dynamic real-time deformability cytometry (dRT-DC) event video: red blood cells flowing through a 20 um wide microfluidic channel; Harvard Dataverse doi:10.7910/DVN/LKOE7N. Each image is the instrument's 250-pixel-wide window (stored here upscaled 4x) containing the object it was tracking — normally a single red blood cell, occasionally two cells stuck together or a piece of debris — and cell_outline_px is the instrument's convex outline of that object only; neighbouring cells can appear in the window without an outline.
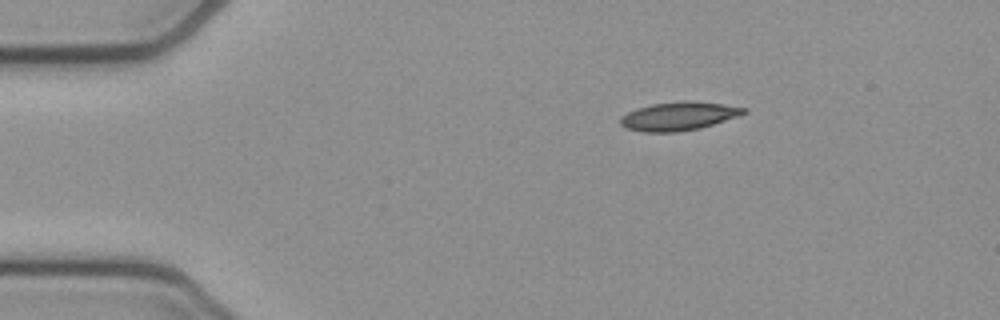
{"species": "common noctule bat (a hibernating species)", "species_latin": "Nyctalus noctula", "temperature_condition": "cold", "stored_images_in_passage": 45, "camera_frame_rate_fps": 3000, "um_per_image_px": 0.085, "animal": {"sex": "female", "body_mass_g": 21.9}, "frame": {"image": 1, "passage_image": 1, "time_ms": 0.0, "image_size_px": [1000, 320], "cell_outline_px": [[748, 112], [700, 128], [676, 132], [640, 132], [624, 128], [620, 124], [620, 116], [636, 108], [652, 104], [688, 100], [724, 104], [748, 108]], "centroid_in_image_um": [57.64, 9.87], "position_along_channel_um": 27.4, "area_um2": 20.52}}
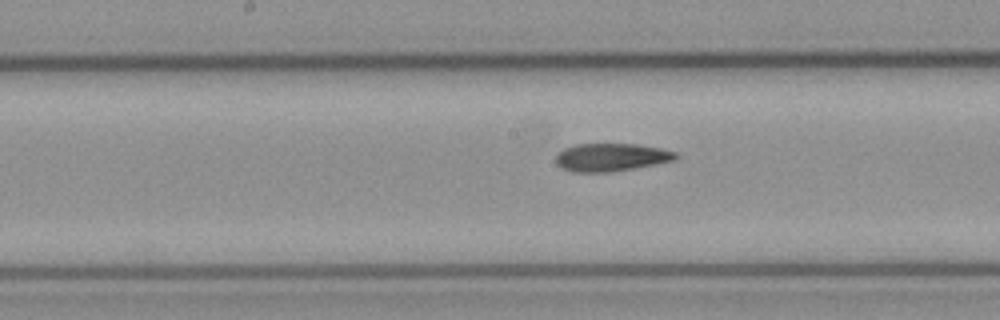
{"frame": {"image": 2, "passage_image": 19, "time_ms": 6.0, "image_size_px": [1000, 320], "cell_outline_px": [[676, 160], [632, 168], [608, 172], [572, 172], [560, 168], [556, 164], [556, 156], [564, 148], [576, 144], [636, 144], [660, 148], [676, 152]], "centroid_in_image_um": [51.9, 13.37], "position_along_channel_um": 196.3, "area_um2": 19.36}}
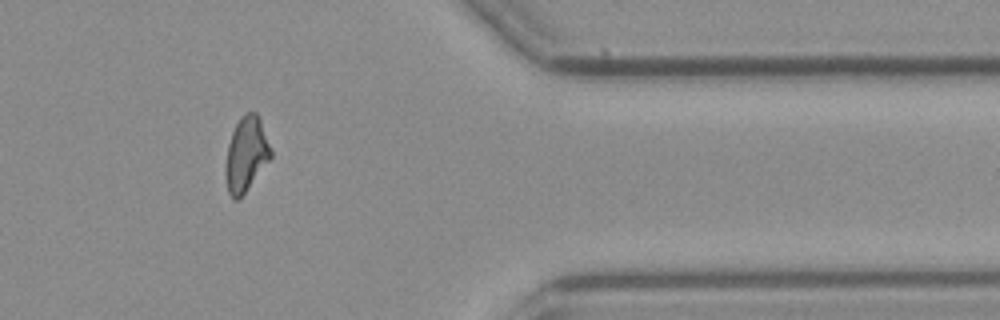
{"frame": {"image": 3, "passage_image": 36, "time_ms": 11.667, "image_size_px": [1000, 320], "cell_outline_px": [[272, 156], [244, 192], [236, 200], [232, 200], [228, 192], [224, 176], [224, 164], [228, 144], [232, 132], [236, 124], [244, 112], [256, 112], [260, 120], [272, 152]], "centroid_in_image_um": [20.88, 13.11], "position_along_channel_um": 390.5, "area_um2": 19.48}, "authors_computed_cell_mechanics": {"area_um2": 20.1144, "velocity_mm_per_s": 3.833, "shape_relaxation_time_tau1_ms": 7.9023, "shape_relaxation_time_tau2_ms": 3.6956, "deformation_change_tau1": 0.2062, "deformation_change_tau2": 0.1275}}